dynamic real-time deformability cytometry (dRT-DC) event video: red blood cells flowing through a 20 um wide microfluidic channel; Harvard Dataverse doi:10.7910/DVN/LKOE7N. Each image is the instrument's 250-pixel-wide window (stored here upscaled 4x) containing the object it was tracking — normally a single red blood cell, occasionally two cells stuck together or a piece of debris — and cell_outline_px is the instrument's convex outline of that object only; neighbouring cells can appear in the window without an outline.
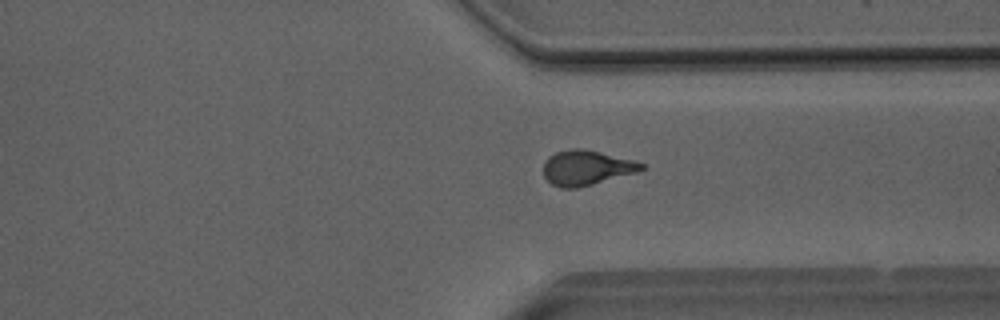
{"species": "Egyptian fruit bat (a non-hibernating species)", "species_latin": "Rousettus aegyptiacus", "temperature_condition": "room temperature", "stored_images_in_passage": 44, "camera_frame_rate_fps": 3000, "um_per_image_px": 0.085, "animal": {"sex": "male"}, "frame": {"image": 1, "passage_image": 32, "time_ms": 10.333, "image_size_px": [1000, 320], "cell_outline_px": [[644, 168], [636, 172], [592, 184], [576, 188], [560, 188], [552, 184], [544, 176], [544, 164], [548, 156], [556, 152], [572, 148], [580, 148], [600, 152], [632, 160], [644, 164]], "centroid_in_image_um": [49.8, 14.25], "position_along_channel_um": 361.6, "area_um2": 19.59}}
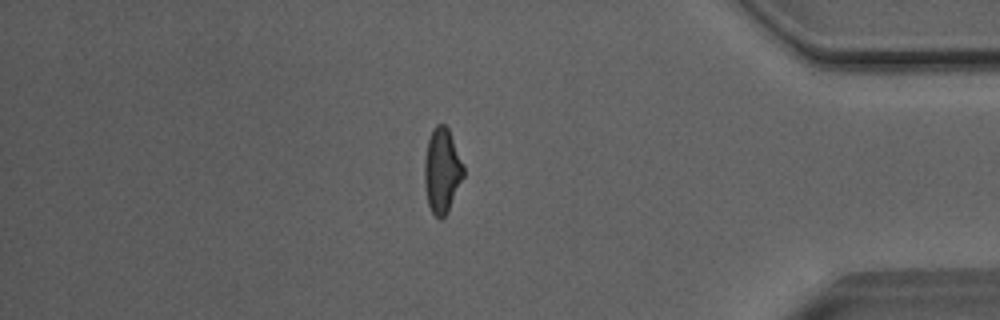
{"frame": {"image": 2, "passage_image": 37, "time_ms": 12.0, "image_size_px": [1000, 320], "cell_outline_px": [[464, 176], [448, 212], [440, 220], [432, 212], [428, 204], [424, 184], [424, 160], [428, 140], [432, 128], [436, 124], [444, 124], [448, 128], [464, 164]], "centroid_in_image_um": [37.57, 14.49], "position_along_channel_um": 397.6, "area_um2": 19.48}}
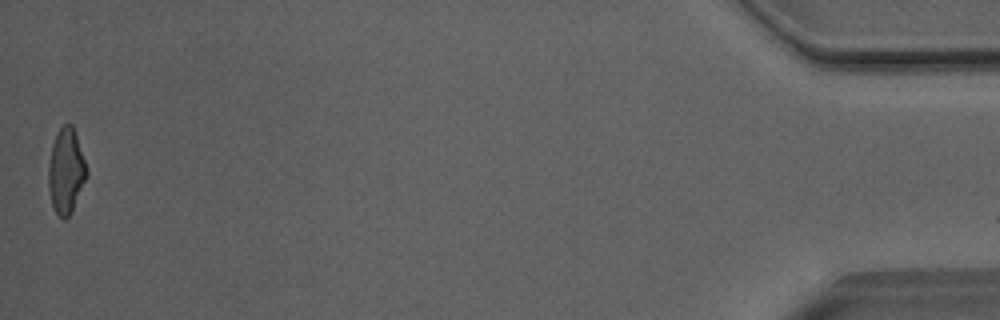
{"frame": {"image": 3, "passage_image": 44, "time_ms": 14.333, "image_size_px": [1000, 320], "cell_outline_px": [[88, 176], [72, 212], [64, 220], [56, 212], [52, 204], [48, 188], [48, 164], [52, 144], [56, 132], [64, 124], [72, 124], [88, 172]], "centroid_in_image_um": [5.6, 14.55], "position_along_channel_um": 429.6, "area_um2": 18.96}, "authors_computed_cell_mechanics": {"area_um2": 19.8254, "velocity_mm_per_s": 4.0912, "shape_relaxation_time_tau1_ms": 7.9753, "shape_relaxation_time_tau2_ms": 1.4423, "deformation_change_tau1": 0.2159, "deformation_change_tau2": 0.0732}}